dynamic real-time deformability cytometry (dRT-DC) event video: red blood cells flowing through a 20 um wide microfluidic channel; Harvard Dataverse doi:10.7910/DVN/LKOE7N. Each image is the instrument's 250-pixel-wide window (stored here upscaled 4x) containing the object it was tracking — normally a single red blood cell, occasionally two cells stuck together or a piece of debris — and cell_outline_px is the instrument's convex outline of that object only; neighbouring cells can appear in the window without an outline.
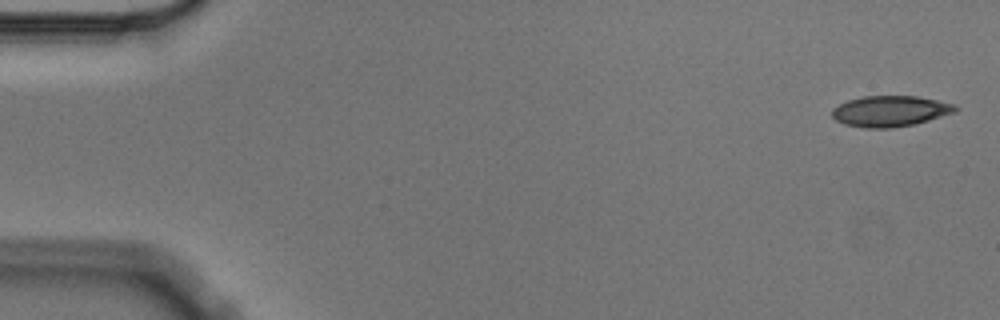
{"species": "Egyptian fruit bat (a non-hibernating species)", "species_latin": "Rousettus aegyptiacus", "temperature_condition": "cold", "stored_images_in_passage": 6, "camera_frame_rate_fps": 3000, "um_per_image_px": 0.085, "animal": {"sex": "male"}, "frame": {"image": 1, "passage_image": 1, "time_ms": 0.0, "image_size_px": [1000, 320], "cell_outline_px": [[960, 108], [956, 112], [916, 124], [892, 128], [864, 128], [844, 124], [836, 120], [832, 116], [832, 108], [848, 100], [864, 96], [916, 96], [956, 104]], "centroid_in_image_um": [75.7, 9.45], "position_along_channel_um": 9.3, "area_um2": 22.31}}
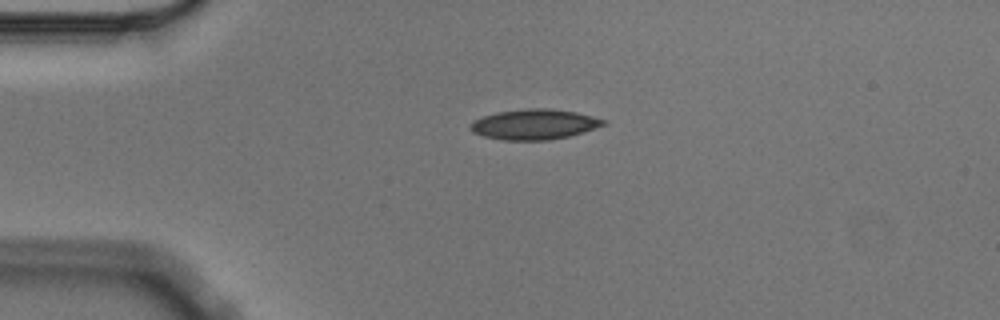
{"frame": {"image": 2, "passage_image": 4, "time_ms": 1.0, "image_size_px": [1000, 320], "cell_outline_px": [[608, 124], [584, 132], [568, 136], [548, 140], [504, 140], [484, 136], [472, 132], [472, 120], [496, 112], [524, 108], [552, 108], [576, 112], [608, 120]], "centroid_in_image_um": [45.47, 10.56], "position_along_channel_um": 39.5, "area_um2": 23.58}}
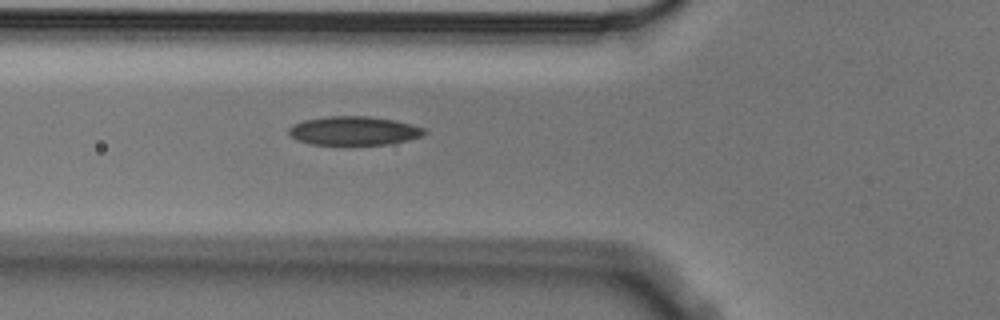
{"frame": {"image": 3, "passage_image": 6, "time_ms": 1.667, "image_size_px": [1000, 320], "cell_outline_px": [[428, 132], [420, 136], [408, 140], [388, 144], [312, 144], [300, 140], [292, 136], [288, 132], [288, 128], [292, 124], [304, 120], [328, 116], [372, 116], [412, 124], [424, 128]], "centroid_in_image_um": [30.09, 11.1], "position_along_channel_um": 95.7, "area_um2": 22.54}}